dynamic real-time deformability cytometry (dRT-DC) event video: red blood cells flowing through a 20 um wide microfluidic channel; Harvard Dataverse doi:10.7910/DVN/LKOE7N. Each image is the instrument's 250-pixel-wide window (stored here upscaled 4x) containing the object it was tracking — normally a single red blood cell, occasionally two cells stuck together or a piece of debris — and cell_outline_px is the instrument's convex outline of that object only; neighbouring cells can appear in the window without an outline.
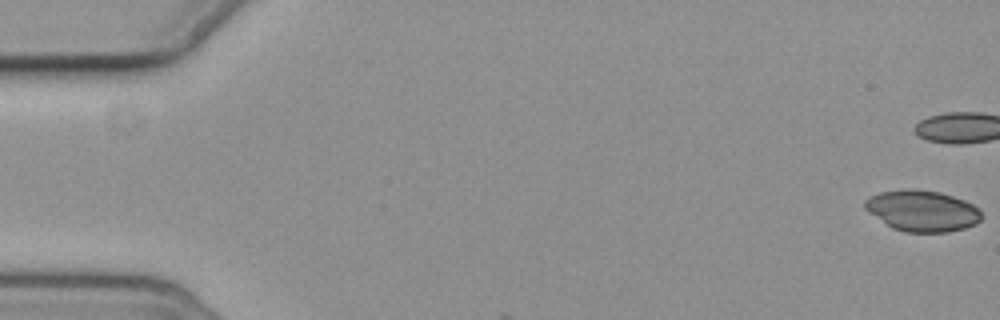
{"species": "common noctule bat (a hibernating species)", "species_latin": "Nyctalus noctula", "temperature_condition": "cold", "stored_images_in_passage": 2, "camera_frame_rate_fps": 3000, "um_per_image_px": 0.085, "animal": {"sex": "female", "body_mass_g": 19.3, "forearm_length_mm": 54.1}, "frame": {"image": 1, "passage_image": 1, "time_ms": 0.0, "image_size_px": [1000, 320], "cell_outline_px": [[980, 220], [976, 224], [964, 228], [948, 232], [904, 232], [892, 228], [868, 212], [864, 208], [864, 200], [880, 192], [904, 188], [912, 188], [940, 192], [964, 200], [980, 208]], "centroid_in_image_um": [78.37, 17.91], "position_along_channel_um": 6.6, "area_um2": 28.03}}